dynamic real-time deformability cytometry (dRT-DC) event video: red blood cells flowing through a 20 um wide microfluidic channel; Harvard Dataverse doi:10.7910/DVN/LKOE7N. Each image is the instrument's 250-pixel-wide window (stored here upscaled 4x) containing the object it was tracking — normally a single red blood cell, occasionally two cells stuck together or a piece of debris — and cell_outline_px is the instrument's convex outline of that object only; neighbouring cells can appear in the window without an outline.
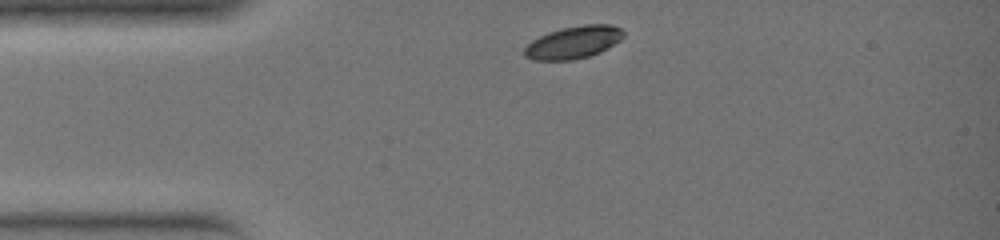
{"species": "common noctule bat (a hibernating species)", "species_latin": "Nyctalus noctula", "temperature_condition": "warm", "stored_images_in_passage": 25, "camera_frame_rate_fps": 3000, "um_per_image_px": 0.085, "animal": {"sex": "female", "body_mass_g": 19.0, "forearm_length_mm": 51.5}, "frame": {"image": 1, "passage_image": 1, "time_ms": 0.0, "image_size_px": [1000, 240], "cell_outline_px": [[624, 36], [620, 40], [600, 52], [588, 56], [572, 60], [532, 60], [524, 56], [524, 48], [532, 40], [548, 32], [560, 28], [584, 24], [612, 24], [620, 28], [624, 32]], "centroid_in_image_um": [48.73, 3.59], "position_along_channel_um": 36.3, "area_um2": 18.79}}
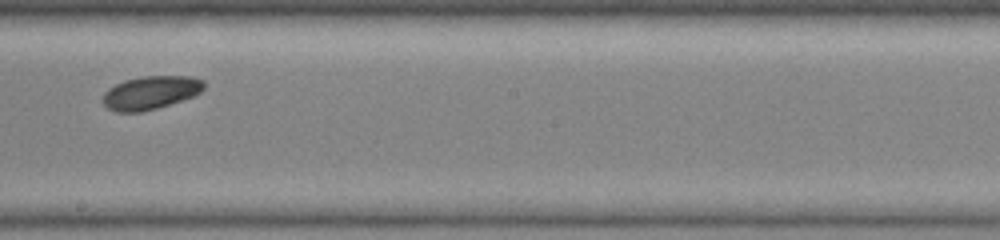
{"frame": {"image": 2, "passage_image": 14, "time_ms": 4.333, "image_size_px": [1000, 240], "cell_outline_px": [[204, 88], [200, 92], [192, 96], [156, 108], [140, 112], [116, 112], [108, 108], [100, 100], [104, 92], [108, 88], [124, 80], [140, 76], [192, 76], [204, 80]], "centroid_in_image_um": [12.76, 7.86], "position_along_channel_um": 235.4, "area_um2": 19.65}}
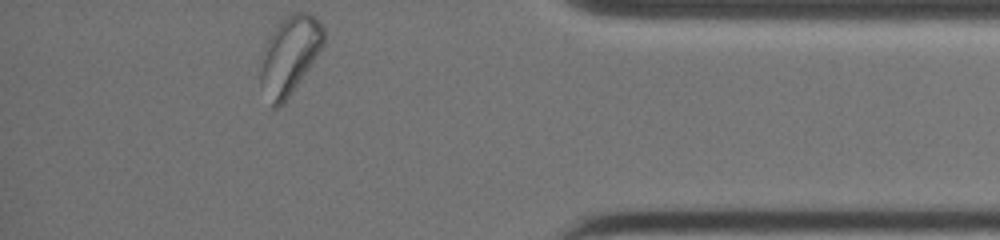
{"frame": {"image": 3, "passage_image": 25, "time_ms": 8.0, "image_size_px": [1000, 240], "cell_outline_px": [[324, 44], [284, 104], [276, 108], [272, 108], [260, 84], [260, 52], [272, 32], [284, 16], [292, 12], [308, 12], [320, 20], [324, 28]], "centroid_in_image_um": [24.59, 4.67], "position_along_channel_um": 410.6, "area_um2": 28.96}}